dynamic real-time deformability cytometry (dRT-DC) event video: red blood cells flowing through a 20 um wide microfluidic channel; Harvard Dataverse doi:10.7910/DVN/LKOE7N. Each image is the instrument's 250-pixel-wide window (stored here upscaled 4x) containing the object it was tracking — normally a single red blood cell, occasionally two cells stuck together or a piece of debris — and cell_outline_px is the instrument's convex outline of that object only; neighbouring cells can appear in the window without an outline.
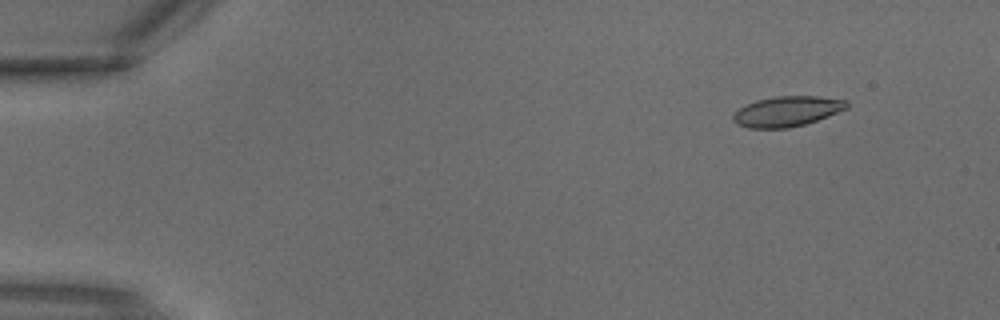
{"species": "common noctule bat (a hibernating species)", "species_latin": "Nyctalus noctula", "temperature_condition": "warm", "stored_images_in_passage": 3, "camera_frame_rate_fps": 3000, "um_per_image_px": 0.085, "animal": {"sex": "male", "body_mass_g": 18.8}, "frame": {"image": 1, "passage_image": 1, "time_ms": 0.0, "image_size_px": [1000, 320], "cell_outline_px": [[848, 108], [828, 116], [804, 124], [788, 128], [748, 128], [736, 124], [732, 120], [732, 116], [740, 108], [756, 100], [776, 96], [816, 96], [848, 100]], "centroid_in_image_um": [66.9, 9.46], "position_along_channel_um": 18.1, "area_um2": 19.94}}
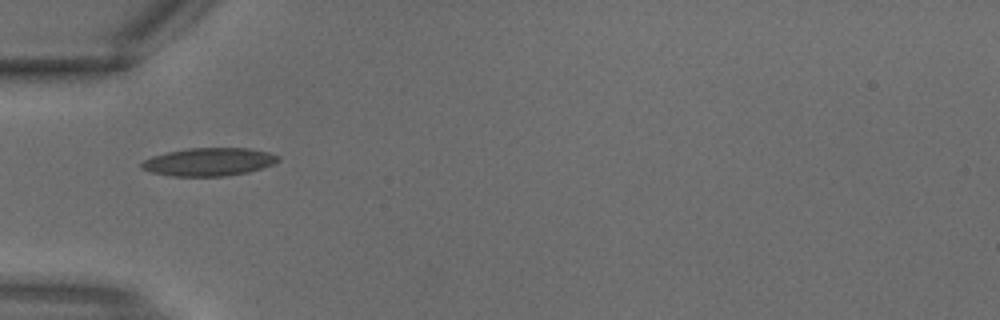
{"frame": {"image": 2, "passage_image": 3, "time_ms": 0.667, "image_size_px": [1000, 320], "cell_outline_px": [[280, 160], [272, 164], [248, 172], [224, 176], [172, 176], [152, 172], [140, 168], [140, 164], [144, 160], [152, 156], [168, 152], [188, 148], [248, 148], [268, 152], [280, 156]], "centroid_in_image_um": [17.75, 13.75], "position_along_channel_um": 67.3, "area_um2": 22.2}}